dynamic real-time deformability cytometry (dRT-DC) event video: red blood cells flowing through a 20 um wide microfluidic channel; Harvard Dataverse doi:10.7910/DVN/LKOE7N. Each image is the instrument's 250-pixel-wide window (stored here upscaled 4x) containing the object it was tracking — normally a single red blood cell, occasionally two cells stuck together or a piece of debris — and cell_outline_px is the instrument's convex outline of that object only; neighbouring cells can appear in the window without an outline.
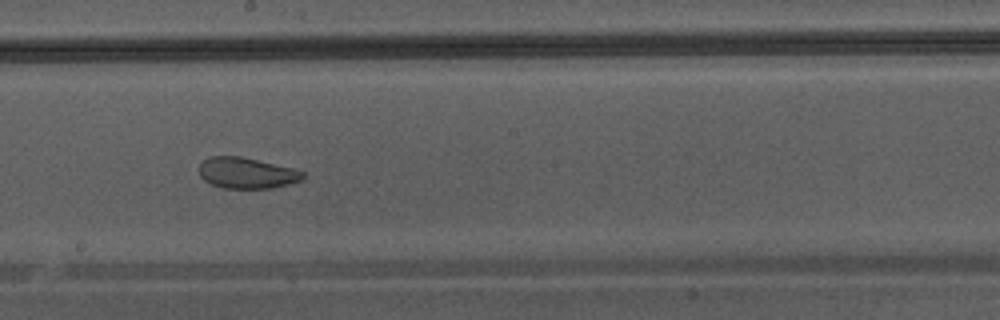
{"species": "Egyptian fruit bat (a non-hibernating species)", "species_latin": "Rousettus aegyptiacus", "temperature_condition": "warm", "stored_images_in_passage": 47, "camera_frame_rate_fps": 3000, "um_per_image_px": 0.085, "animal": {"sex": "male"}, "frame": {"image": 1, "passage_image": 27, "time_ms": 8.667, "image_size_px": [1000, 320], "cell_outline_px": [[304, 180], [272, 188], [224, 188], [212, 184], [204, 180], [200, 176], [200, 164], [204, 160], [212, 156], [240, 156], [292, 168], [304, 172]], "centroid_in_image_um": [20.98, 14.71], "position_along_channel_um": 227.2, "area_um2": 18.55}}